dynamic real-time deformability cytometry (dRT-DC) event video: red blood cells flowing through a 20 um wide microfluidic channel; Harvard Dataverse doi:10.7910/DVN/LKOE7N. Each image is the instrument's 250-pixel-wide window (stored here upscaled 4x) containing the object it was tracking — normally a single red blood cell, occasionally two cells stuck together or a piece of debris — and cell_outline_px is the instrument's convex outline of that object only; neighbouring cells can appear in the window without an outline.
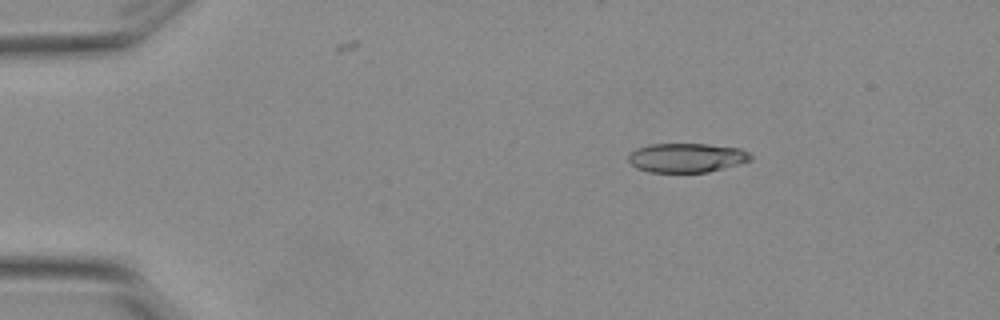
{"species": "Egyptian fruit bat (a non-hibernating species)", "species_latin": "Rousettus aegyptiacus", "temperature_condition": "warm", "stored_images_in_passage": 5, "camera_frame_rate_fps": 3000, "um_per_image_px": 0.085, "animal": {"sex": "female"}, "frame": {"image": 1, "passage_image": 2, "time_ms": 0.333, "image_size_px": [1000, 320], "cell_outline_px": [[752, 160], [740, 164], [708, 172], [648, 172], [636, 168], [628, 160], [628, 156], [636, 148], [652, 144], [708, 144], [740, 148], [748, 152], [752, 156]], "centroid_in_image_um": [58.38, 13.41], "position_along_channel_um": 26.6, "area_um2": 20.87}}
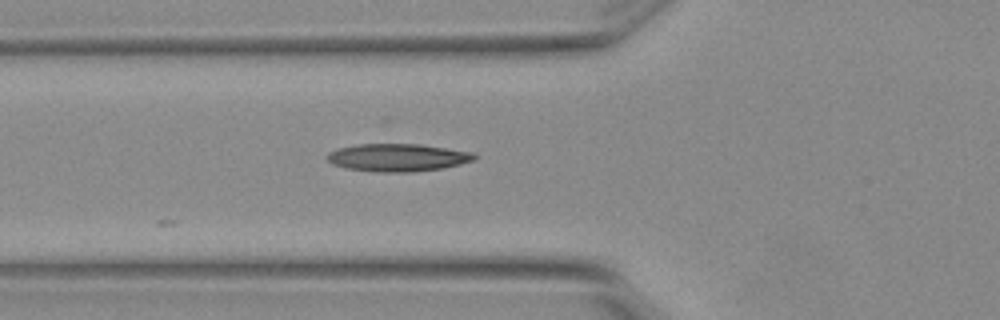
{"frame": {"image": 2, "passage_image": 5, "time_ms": 1.333, "image_size_px": [1000, 320], "cell_outline_px": [[476, 156], [472, 160], [460, 164], [444, 168], [412, 172], [380, 172], [348, 168], [332, 164], [324, 156], [328, 152], [336, 148], [356, 144], [420, 144], [476, 152]], "centroid_in_image_um": [33.79, 13.38], "position_along_channel_um": 92.0, "area_um2": 23.93}}